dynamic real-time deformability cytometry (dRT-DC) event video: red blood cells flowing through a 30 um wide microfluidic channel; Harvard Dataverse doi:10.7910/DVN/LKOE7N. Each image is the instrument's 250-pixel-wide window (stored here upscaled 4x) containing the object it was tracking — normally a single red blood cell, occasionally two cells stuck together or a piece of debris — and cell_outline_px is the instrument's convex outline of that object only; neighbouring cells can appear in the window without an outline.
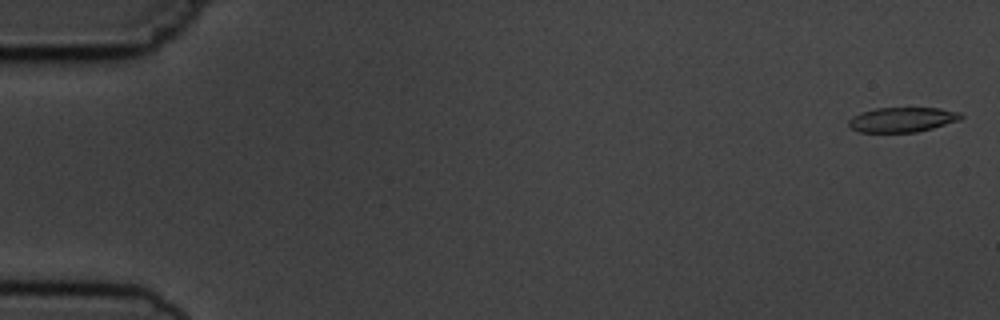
{"species": "common noctule bat (a hibernating species)", "species_latin": "Nyctalus noctula", "temperature_condition": "cold", "stored_images_in_passage": 6, "camera_frame_rate_fps": 3000, "um_per_image_px": 0.085, "animal": {"sex": "male", "body_mass_g": 19.5, "forearm_length_mm": 54.6}, "frame": {"image": 1, "passage_image": 1, "time_ms": 0.0, "image_size_px": [1000, 320], "cell_outline_px": [[964, 116], [960, 120], [932, 128], [916, 132], [860, 132], [852, 128], [848, 124], [848, 120], [852, 116], [860, 112], [876, 108], [940, 108], [960, 112]], "centroid_in_image_um": [76.69, 10.16], "position_along_channel_um": 8.3, "area_um2": 16.24}}
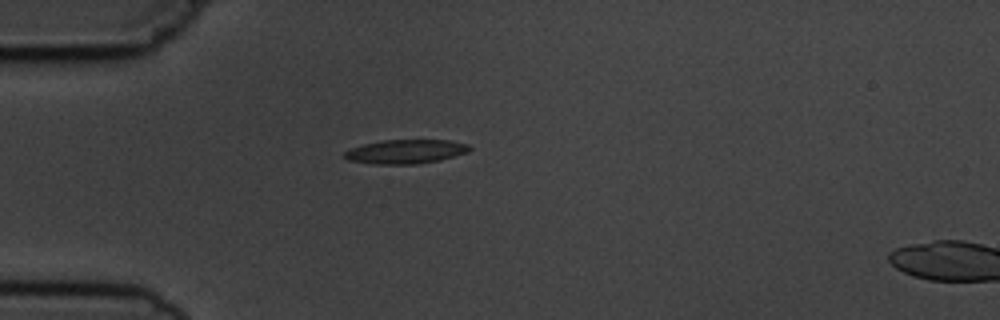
{"frame": {"image": 2, "passage_image": 5, "time_ms": 4.667, "image_size_px": [1000, 320], "cell_outline_px": [[472, 148], [468, 152], [440, 160], [416, 164], [372, 164], [348, 160], [340, 156], [344, 152], [352, 148], [364, 144], [380, 140], [448, 140], [468, 144]], "centroid_in_image_um": [34.46, 12.89], "position_along_channel_um": 50.5, "area_um2": 17.63}}